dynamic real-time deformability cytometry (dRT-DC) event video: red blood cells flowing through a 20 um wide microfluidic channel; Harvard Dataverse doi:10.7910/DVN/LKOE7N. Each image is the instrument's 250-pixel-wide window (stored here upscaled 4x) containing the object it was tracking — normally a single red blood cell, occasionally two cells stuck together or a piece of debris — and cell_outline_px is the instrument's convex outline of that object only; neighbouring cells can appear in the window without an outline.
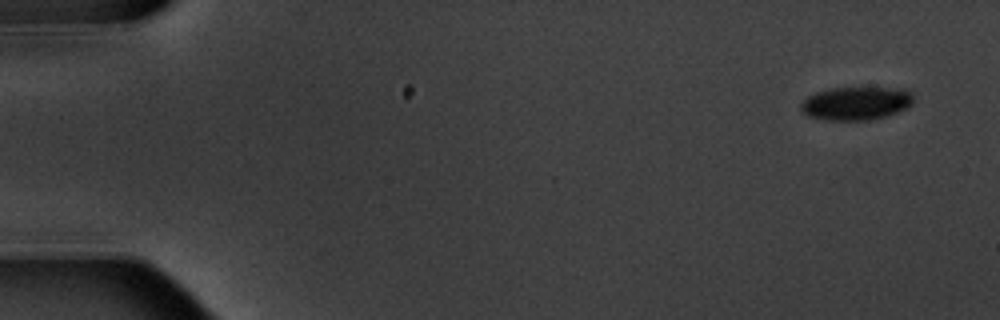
{"species": "common noctule bat (a hibernating species)", "species_latin": "Nyctalus noctula", "temperature_condition": "warm", "stored_images_in_passage": 3, "camera_frame_rate_fps": 3000, "um_per_image_px": 0.085, "animal": {"sex": "male", "body_mass_g": 20.1, "forearm_length_mm": 53.5}, "frame": {"image": 1, "passage_image": 1, "time_ms": 0.0, "image_size_px": [1000, 320], "cell_outline_px": [[912, 104], [908, 108], [884, 116], [868, 120], [828, 120], [808, 116], [800, 108], [800, 104], [808, 96], [816, 92], [832, 88], [904, 88], [912, 92]], "centroid_in_image_um": [72.78, 8.78], "position_along_channel_um": 12.2, "area_um2": 21.73}}